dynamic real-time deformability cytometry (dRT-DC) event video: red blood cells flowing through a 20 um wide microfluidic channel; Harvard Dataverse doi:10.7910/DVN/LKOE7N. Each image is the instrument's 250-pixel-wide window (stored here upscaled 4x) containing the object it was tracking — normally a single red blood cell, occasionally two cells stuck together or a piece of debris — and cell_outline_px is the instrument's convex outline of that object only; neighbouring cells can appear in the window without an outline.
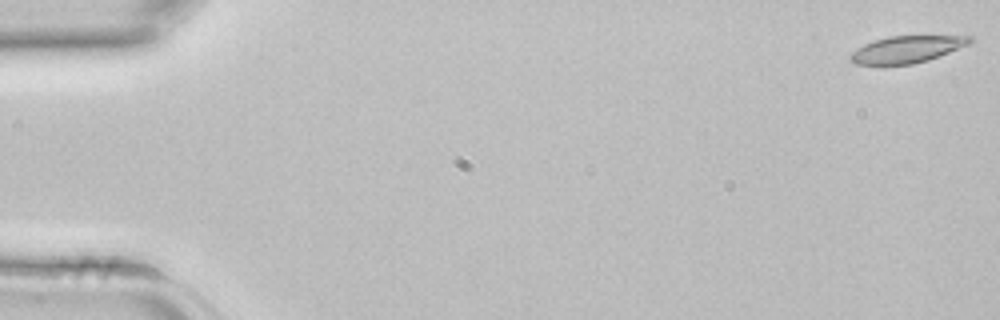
{"species": "common noctule bat (a hibernating species)", "species_latin": "Nyctalus noctula", "temperature_condition": "room temperature", "stored_images_in_passage": 44, "camera_frame_rate_fps": 3000, "um_per_image_px": 0.085, "animal": {"sex": "female", "body_mass_g": 22.7, "forearm_length_mm": 54.2}, "frame": {"image": 1, "passage_image": 1, "time_ms": 0.0, "image_size_px": [1000, 320], "cell_outline_px": [[972, 40], [968, 44], [928, 60], [912, 64], [856, 64], [848, 60], [848, 56], [852, 52], [864, 44], [888, 36], [972, 36]], "centroid_in_image_um": [77.03, 4.19], "position_along_channel_um": 8.0, "area_um2": 18.38}}
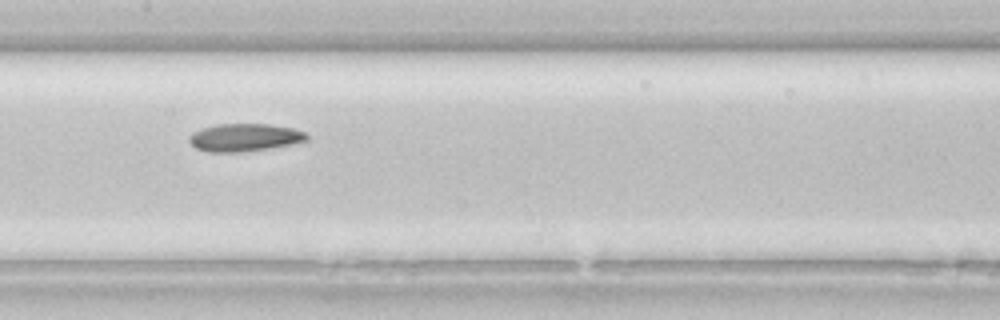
{"frame": {"image": 2, "passage_image": 22, "time_ms": 7.0, "image_size_px": [1000, 320], "cell_outline_px": [[308, 140], [292, 144], [268, 148], [240, 152], [208, 152], [196, 148], [188, 140], [188, 136], [192, 132], [216, 124], [268, 124], [292, 128], [304, 132], [308, 136]], "centroid_in_image_um": [20.76, 11.68], "position_along_channel_um": 186.6, "area_um2": 18.9}}
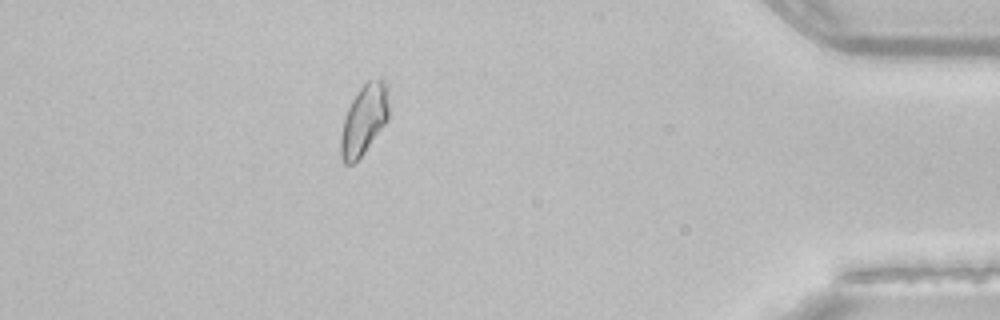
{"frame": {"image": 3, "passage_image": 39, "time_ms": 12.667, "image_size_px": [1000, 320], "cell_outline_px": [[388, 120], [364, 152], [352, 164], [344, 164], [340, 156], [340, 136], [344, 120], [348, 108], [352, 100], [360, 88], [368, 80], [380, 76], [388, 84]], "centroid_in_image_um": [30.95, 10.14], "position_along_channel_um": 404.2, "area_um2": 19.71}}